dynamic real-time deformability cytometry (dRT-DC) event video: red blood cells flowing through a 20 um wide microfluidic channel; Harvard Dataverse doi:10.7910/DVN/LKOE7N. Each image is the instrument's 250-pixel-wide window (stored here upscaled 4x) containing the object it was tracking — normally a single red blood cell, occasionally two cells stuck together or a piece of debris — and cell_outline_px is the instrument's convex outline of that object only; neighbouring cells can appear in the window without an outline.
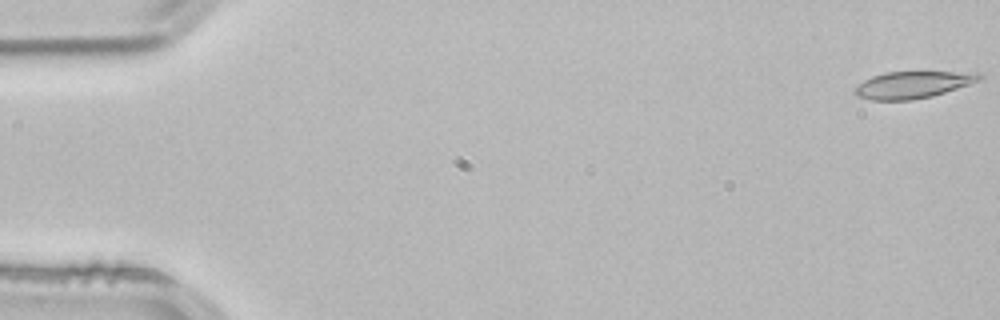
{"species": "common noctule bat (a hibernating species)", "species_latin": "Nyctalus noctula", "temperature_condition": "room temperature", "stored_images_in_passage": 53, "camera_frame_rate_fps": 3000, "um_per_image_px": 0.085, "animal": {"sex": "male", "body_mass_g": 21.5, "forearm_length_mm": 52.0}, "frame": {"image": 1, "passage_image": 1, "time_ms": 0.0, "image_size_px": [1000, 320], "cell_outline_px": [[984, 76], [980, 80], [932, 96], [912, 100], [872, 100], [856, 96], [852, 92], [864, 80], [872, 76], [888, 72], [980, 72]], "centroid_in_image_um": [77.58, 7.2], "position_along_channel_um": 7.4, "area_um2": 19.36}}
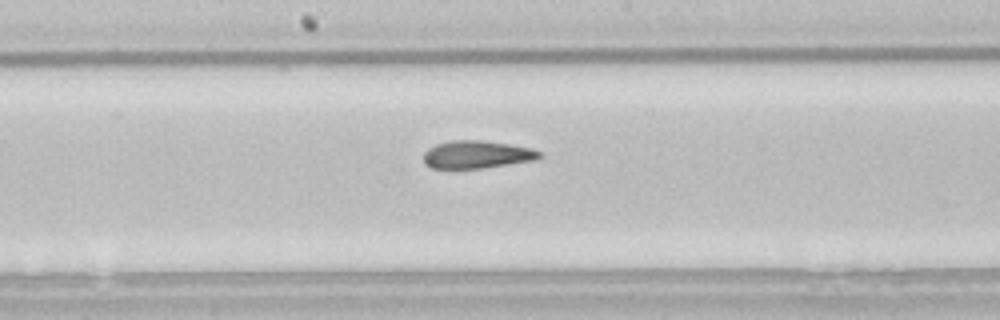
{"frame": {"image": 2, "passage_image": 28, "time_ms": 9.0, "image_size_px": [1000, 320], "cell_outline_px": [[540, 156], [536, 160], [484, 168], [432, 168], [424, 164], [424, 152], [428, 148], [436, 144], [452, 140], [484, 140], [532, 148], [540, 152]], "centroid_in_image_um": [40.51, 13.13], "position_along_channel_um": 207.7, "area_um2": 18.73}}
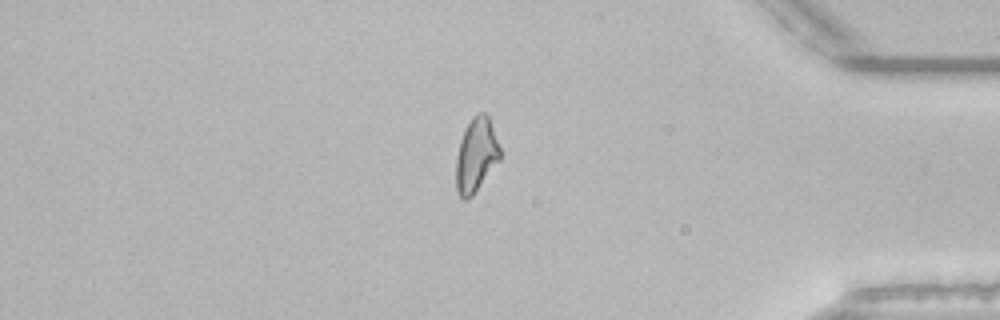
{"frame": {"image": 3, "passage_image": 45, "time_ms": 14.667, "image_size_px": [1000, 320], "cell_outline_px": [[500, 160], [472, 196], [464, 200], [460, 196], [456, 188], [456, 156], [460, 140], [472, 116], [476, 112], [484, 112], [488, 116], [500, 148]], "centroid_in_image_um": [40.46, 13.18], "position_along_channel_um": 394.7, "area_um2": 18.84}, "authors_computed_cell_mechanics": {"area_um2": 19.4786, "velocity_mm_per_s": 3.8352, "shape_relaxation_time_tau1_ms": null, "shape_relaxation_time_tau2_ms": 2.6345, "deformation_change_tau1": null, "deformation_change_tau2": 0.1073}}